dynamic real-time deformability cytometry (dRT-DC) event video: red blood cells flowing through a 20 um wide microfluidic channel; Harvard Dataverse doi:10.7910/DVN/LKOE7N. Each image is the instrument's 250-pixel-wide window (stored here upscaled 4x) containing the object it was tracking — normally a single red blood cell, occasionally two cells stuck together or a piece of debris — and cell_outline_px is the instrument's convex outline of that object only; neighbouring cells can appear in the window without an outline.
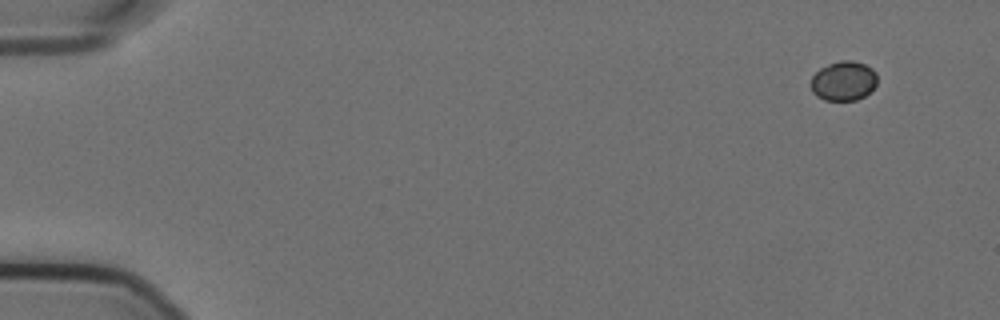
{"species": "Egyptian fruit bat (a non-hibernating species)", "species_latin": "Rousettus aegyptiacus", "temperature_condition": "cold", "stored_images_in_passage": 54, "camera_frame_rate_fps": 3000, "um_per_image_px": 0.085, "animal": {"sex": "female"}, "frame": {"image": 1, "passage_image": 1, "time_ms": 0.0, "image_size_px": [1000, 320], "cell_outline_px": [[876, 84], [864, 96], [856, 100], [824, 100], [816, 96], [812, 92], [808, 84], [812, 76], [820, 68], [828, 64], [840, 60], [852, 60], [864, 64], [872, 68], [876, 72]], "centroid_in_image_um": [71.65, 6.87], "position_along_channel_um": 13.3, "area_um2": 15.43}}
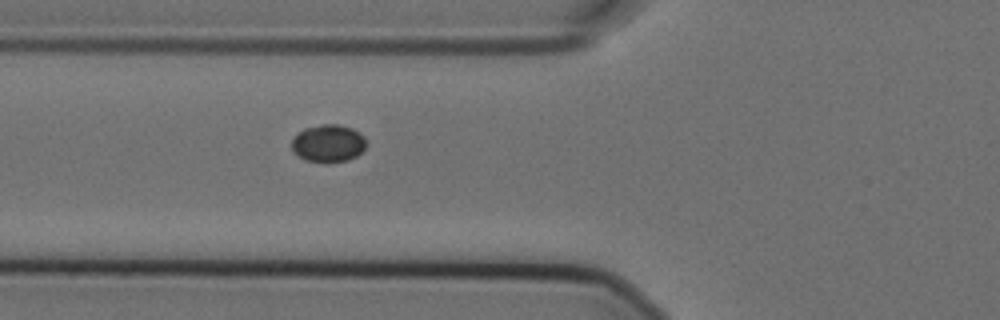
{"frame": {"image": 2, "passage_image": 19, "time_ms": 6.0, "image_size_px": [1000, 320], "cell_outline_px": [[364, 148], [356, 156], [348, 160], [328, 164], [304, 160], [292, 148], [292, 140], [304, 128], [324, 124], [340, 124], [352, 128], [360, 132], [364, 136]], "centroid_in_image_um": [27.91, 12.2], "position_along_channel_um": 97.9, "area_um2": 16.3}}
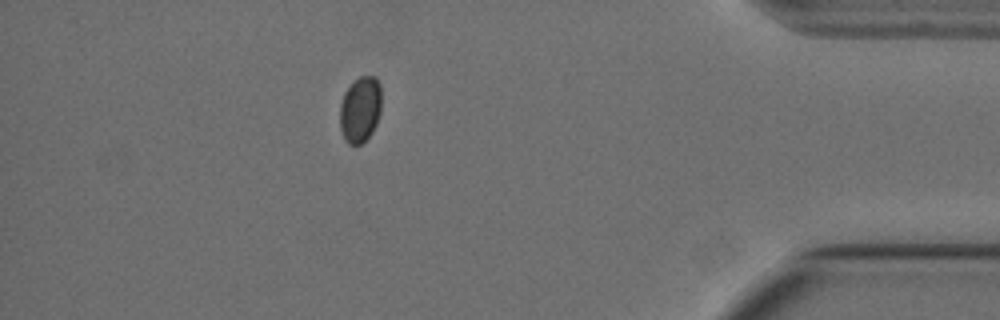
{"frame": {"image": 3, "passage_image": 48, "time_ms": 15.667, "image_size_px": [1000, 320], "cell_outline_px": [[380, 112], [376, 124], [372, 132], [360, 144], [348, 144], [344, 140], [340, 128], [340, 104], [344, 92], [360, 76], [376, 76], [380, 84]], "centroid_in_image_um": [30.61, 9.3], "position_along_channel_um": 404.6, "area_um2": 15.9}}